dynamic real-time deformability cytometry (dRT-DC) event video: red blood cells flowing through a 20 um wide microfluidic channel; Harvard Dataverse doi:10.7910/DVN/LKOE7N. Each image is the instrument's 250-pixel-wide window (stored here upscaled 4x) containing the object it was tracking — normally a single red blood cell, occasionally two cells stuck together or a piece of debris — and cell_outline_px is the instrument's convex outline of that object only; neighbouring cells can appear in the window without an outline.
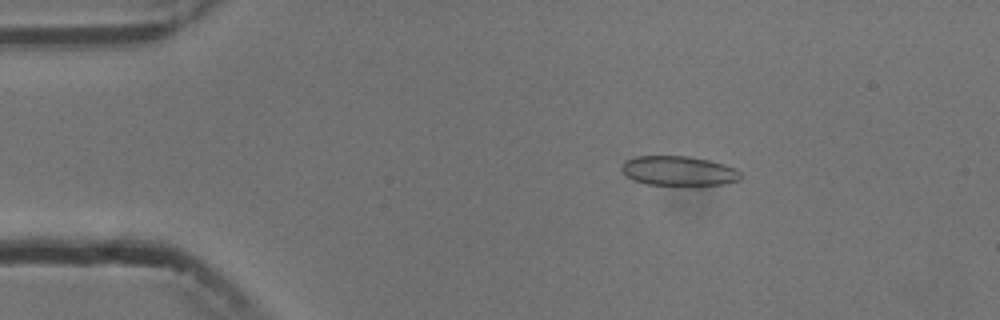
{"species": "common noctule bat (a hibernating species)", "species_latin": "Nyctalus noctula", "temperature_condition": "cold", "stored_images_in_passage": 5, "camera_frame_rate_fps": 3000, "um_per_image_px": 0.085, "animal": {"sex": "male", "body_mass_g": 13.3}, "frame": {"image": 1, "passage_image": 3, "time_ms": 2.333, "image_size_px": [1000, 320], "cell_outline_px": [[740, 180], [724, 184], [696, 188], [644, 184], [632, 180], [620, 168], [624, 160], [636, 156], [688, 156], [708, 160], [724, 164], [736, 168], [740, 172]], "centroid_in_image_um": [57.7, 14.57], "position_along_channel_um": 27.3, "area_um2": 21.5}}